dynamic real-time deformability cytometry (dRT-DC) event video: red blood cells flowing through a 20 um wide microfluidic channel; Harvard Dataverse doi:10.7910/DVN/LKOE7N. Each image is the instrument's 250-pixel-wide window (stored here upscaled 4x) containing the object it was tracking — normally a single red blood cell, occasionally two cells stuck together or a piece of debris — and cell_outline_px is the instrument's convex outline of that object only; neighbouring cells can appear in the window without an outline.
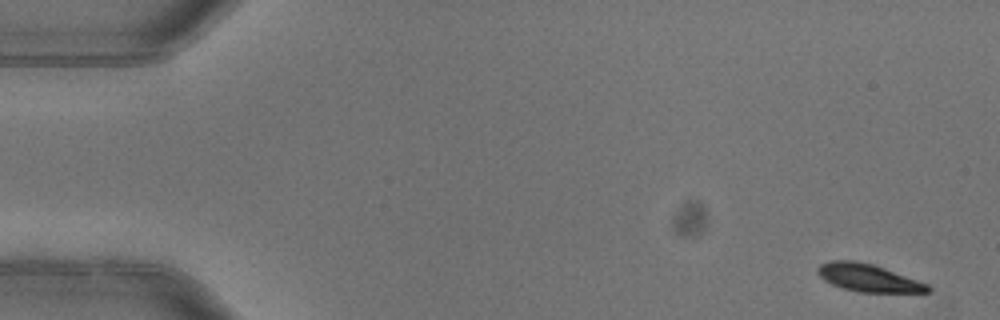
{"species": "common noctule bat (a hibernating species)", "species_latin": "Nyctalus noctula", "temperature_condition": "warm", "stored_images_in_passage": 6, "camera_frame_rate_fps": 3000, "um_per_image_px": 0.085, "animal": {"sex": "female"}, "frame": {"image": 1, "passage_image": 1, "time_ms": 0.0, "image_size_px": [1000, 320], "cell_outline_px": [[932, 288], [928, 292], [860, 292], [844, 288], [832, 284], [824, 280], [816, 272], [816, 268], [820, 264], [832, 260], [856, 260], [872, 264], [884, 268], [928, 284]], "centroid_in_image_um": [73.77, 23.6], "position_along_channel_um": 11.2, "area_um2": 17.57}}
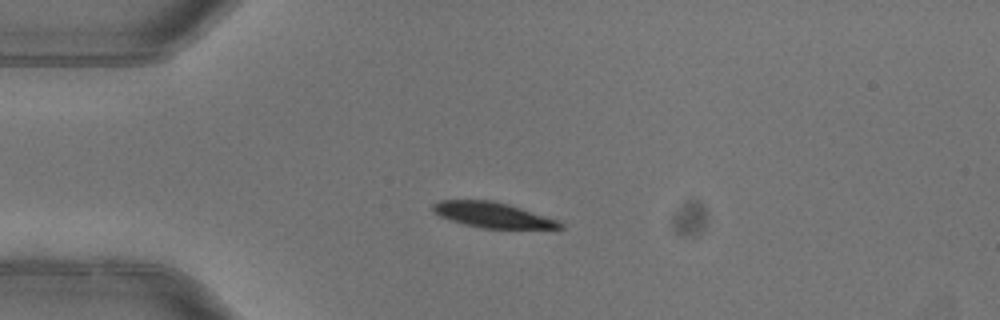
{"frame": {"image": 2, "passage_image": 4, "time_ms": 1.0, "image_size_px": [1000, 320], "cell_outline_px": [[564, 228], [484, 228], [464, 224], [440, 216], [432, 212], [432, 204], [440, 200], [492, 200], [508, 204], [560, 220], [564, 224]], "centroid_in_image_um": [41.89, 18.26], "position_along_channel_um": 43.1, "area_um2": 18.73}}